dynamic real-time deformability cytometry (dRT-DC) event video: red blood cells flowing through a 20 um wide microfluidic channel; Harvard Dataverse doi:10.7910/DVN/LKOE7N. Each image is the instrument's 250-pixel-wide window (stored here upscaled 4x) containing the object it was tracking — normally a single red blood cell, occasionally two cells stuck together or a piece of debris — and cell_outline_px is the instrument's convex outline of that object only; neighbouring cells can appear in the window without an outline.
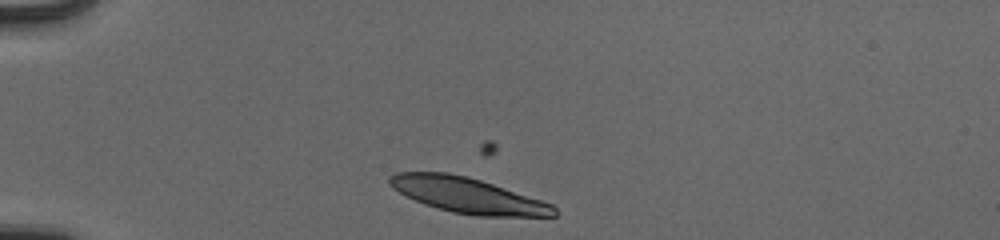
{"species": "human", "species_latin": "Homo sapiens", "temperature_condition": "cold", "stored_images_in_passage": 13, "camera_frame_rate_fps": 3000, "um_per_image_px": 0.085, "donor": {"sex": "male"}, "frame": {"image": 1, "passage_image": 1, "time_ms": 0.0, "image_size_px": [1000, 240], "cell_outline_px": [[556, 216], [476, 216], [452, 212], [436, 208], [424, 204], [392, 188], [388, 184], [388, 176], [396, 172], [448, 172], [468, 176], [552, 204], [556, 208]], "centroid_in_image_um": [39.71, 16.59], "position_along_channel_um": 45.3, "area_um2": 33.7}}
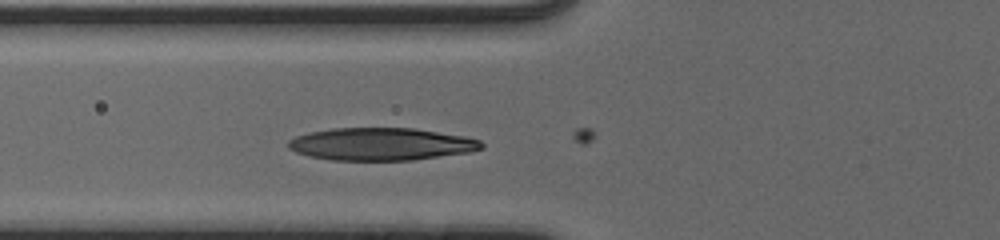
{"frame": {"image": 2, "passage_image": 8, "time_ms": 2.333, "image_size_px": [1000, 240], "cell_outline_px": [[484, 148], [472, 152], [412, 160], [332, 160], [308, 156], [296, 152], [288, 148], [288, 140], [296, 136], [312, 132], [332, 128], [412, 128], [464, 136], [480, 140], [484, 144]], "centroid_in_image_um": [32.41, 12.25], "position_along_channel_um": 93.4, "area_um2": 36.65}}
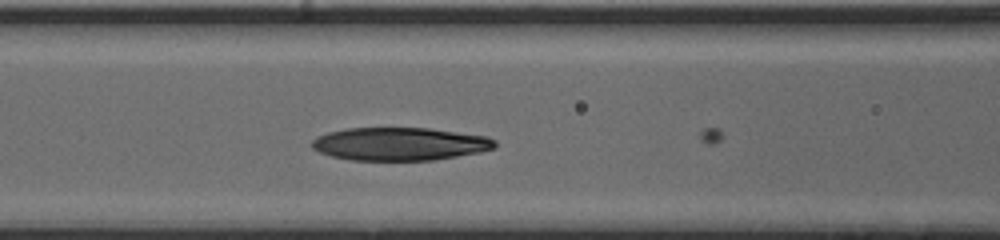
{"frame": {"image": 3, "passage_image": 11, "time_ms": 3.333, "image_size_px": [1000, 240], "cell_outline_px": [[496, 148], [480, 152], [432, 160], [352, 160], [332, 156], [320, 152], [312, 148], [312, 140], [316, 136], [328, 132], [348, 128], [428, 128], [488, 136], [496, 140]], "centroid_in_image_um": [33.99, 12.23], "position_along_channel_um": 132.6, "area_um2": 35.2}}